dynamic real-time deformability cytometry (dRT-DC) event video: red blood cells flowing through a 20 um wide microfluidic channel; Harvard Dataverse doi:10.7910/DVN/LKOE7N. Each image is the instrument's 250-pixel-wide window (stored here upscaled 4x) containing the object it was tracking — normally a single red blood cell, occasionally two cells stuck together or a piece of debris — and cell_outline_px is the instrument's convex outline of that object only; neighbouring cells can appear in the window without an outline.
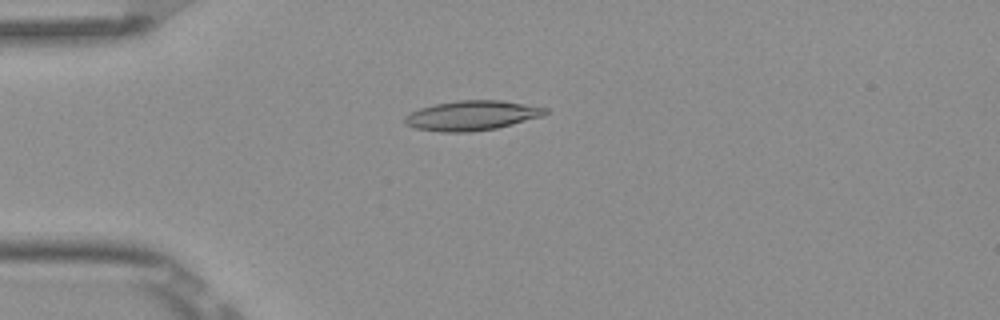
{"species": "Egyptian fruit bat (a non-hibernating species)", "species_latin": "Rousettus aegyptiacus", "temperature_condition": "room temperature", "stored_images_in_passage": 6, "camera_frame_rate_fps": 3000, "um_per_image_px": 0.085, "frame": {"image": 1, "passage_image": 4, "time_ms": 1.0, "image_size_px": [1000, 320], "cell_outline_px": [[548, 112], [544, 116], [496, 128], [472, 132], [440, 132], [416, 128], [404, 124], [404, 116], [420, 108], [436, 104], [456, 100], [500, 100], [548, 108]], "centroid_in_image_um": [40.11, 9.82], "position_along_channel_um": 44.9, "area_um2": 24.33}}
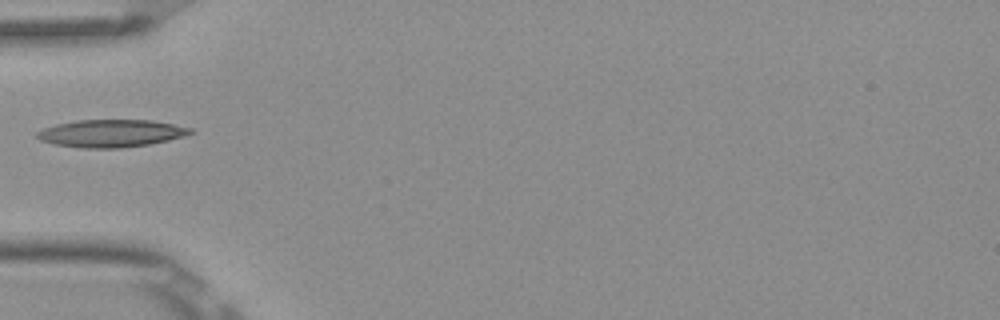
{"frame": {"image": 2, "passage_image": 5, "time_ms": 1.333, "image_size_px": [1000, 320], "cell_outline_px": [[196, 132], [184, 136], [168, 140], [148, 144], [120, 148], [84, 148], [52, 144], [40, 140], [36, 136], [36, 132], [44, 128], [56, 124], [76, 120], [152, 120], [192, 128]], "centroid_in_image_um": [9.43, 11.33], "position_along_channel_um": 75.6, "area_um2": 24.62}}
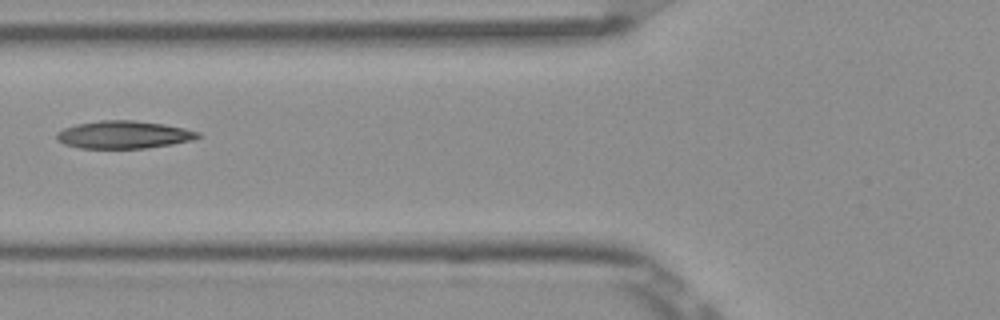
{"frame": {"image": 3, "passage_image": 6, "time_ms": 1.667, "image_size_px": [1000, 320], "cell_outline_px": [[200, 136], [192, 140], [172, 144], [148, 148], [80, 148], [64, 144], [56, 140], [56, 132], [64, 128], [76, 124], [100, 120], [132, 120], [164, 124], [184, 128], [200, 132]], "centroid_in_image_um": [10.49, 11.45], "position_along_channel_um": 115.3, "area_um2": 22.83}}